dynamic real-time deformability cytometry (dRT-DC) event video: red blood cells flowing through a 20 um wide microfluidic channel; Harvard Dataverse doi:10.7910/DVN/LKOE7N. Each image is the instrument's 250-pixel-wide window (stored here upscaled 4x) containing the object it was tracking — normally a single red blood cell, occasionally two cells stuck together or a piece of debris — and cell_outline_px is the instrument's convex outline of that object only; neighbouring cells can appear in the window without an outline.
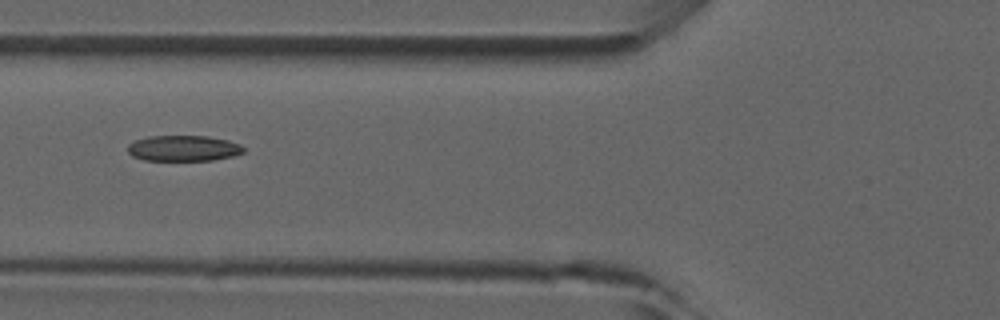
{"species": "common noctule bat (a hibernating species)", "species_latin": "Nyctalus noctula", "temperature_condition": "room temperature", "stored_images_in_passage": 6, "camera_frame_rate_fps": 3000, "um_per_image_px": 0.085, "animal": {"sex": "male", "forearm_length_mm": 52.5}, "frame": {"image": 1, "passage_image": 5, "time_ms": 4.333, "image_size_px": [1000, 320], "cell_outline_px": [[244, 152], [232, 156], [212, 160], [144, 160], [132, 156], [128, 152], [128, 144], [136, 140], [148, 136], [208, 136], [228, 140], [240, 144], [244, 148]], "centroid_in_image_um": [15.59, 12.6], "position_along_channel_um": 110.2, "area_um2": 17.34}}
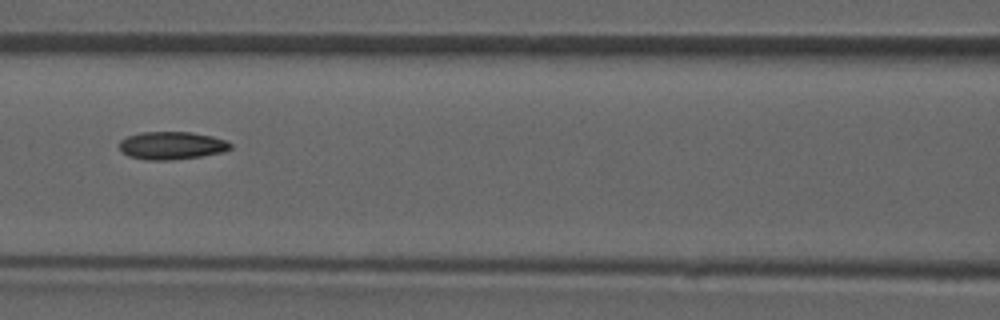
{"frame": {"image": 2, "passage_image": 6, "time_ms": 5.333, "image_size_px": [1000, 320], "cell_outline_px": [[232, 148], [224, 152], [200, 156], [172, 160], [148, 160], [128, 156], [120, 148], [120, 140], [128, 136], [140, 132], [192, 132], [212, 136], [228, 140], [232, 144]], "centroid_in_image_um": [14.64, 12.36], "position_along_channel_um": 152.0, "area_um2": 18.09}}